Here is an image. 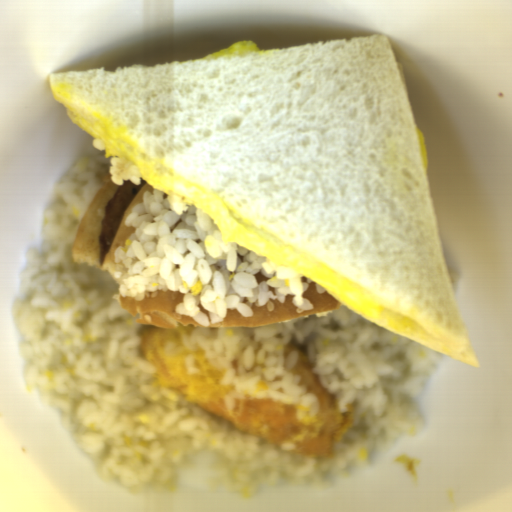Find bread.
I'll return each mask as SVG.
<instances>
[{
	"instance_id": "1",
	"label": "bread",
	"mask_w": 512,
	"mask_h": 512,
	"mask_svg": "<svg viewBox=\"0 0 512 512\" xmlns=\"http://www.w3.org/2000/svg\"><path fill=\"white\" fill-rule=\"evenodd\" d=\"M67 116L218 196L379 303L369 317L481 367L454 295L415 119L386 36L71 70Z\"/></svg>"
},
{
	"instance_id": "2",
	"label": "bread",
	"mask_w": 512,
	"mask_h": 512,
	"mask_svg": "<svg viewBox=\"0 0 512 512\" xmlns=\"http://www.w3.org/2000/svg\"><path fill=\"white\" fill-rule=\"evenodd\" d=\"M302 299H309L312 309H300L293 302V294H287L284 302L269 299L265 305L258 301L251 303L253 314L243 316L236 309H228L223 320L210 325H201L194 321L192 316L178 314L176 306L184 302V294L171 288L156 291H145L141 300L131 296H117L120 307L131 316L136 317V323L141 325H154L160 328H175L178 325H196L197 327H256L278 323L298 317L316 314L340 306L336 297L316 284L309 283V287L302 294Z\"/></svg>"
},
{
	"instance_id": "3",
	"label": "bread",
	"mask_w": 512,
	"mask_h": 512,
	"mask_svg": "<svg viewBox=\"0 0 512 512\" xmlns=\"http://www.w3.org/2000/svg\"><path fill=\"white\" fill-rule=\"evenodd\" d=\"M119 187L117 183L112 182V177L109 172L105 174L101 186L79 222L77 233L71 247L74 262L93 263L99 267L100 271H106L118 283L127 277L129 269L124 261H117L115 251L119 247L124 246L129 237L136 230V227L127 226L128 217L136 205L143 203L145 192L152 194L154 190V187H152L148 181L139 189L121 219L111 248L105 256L103 266H101L99 262V235L106 213V206Z\"/></svg>"
}]
</instances>
